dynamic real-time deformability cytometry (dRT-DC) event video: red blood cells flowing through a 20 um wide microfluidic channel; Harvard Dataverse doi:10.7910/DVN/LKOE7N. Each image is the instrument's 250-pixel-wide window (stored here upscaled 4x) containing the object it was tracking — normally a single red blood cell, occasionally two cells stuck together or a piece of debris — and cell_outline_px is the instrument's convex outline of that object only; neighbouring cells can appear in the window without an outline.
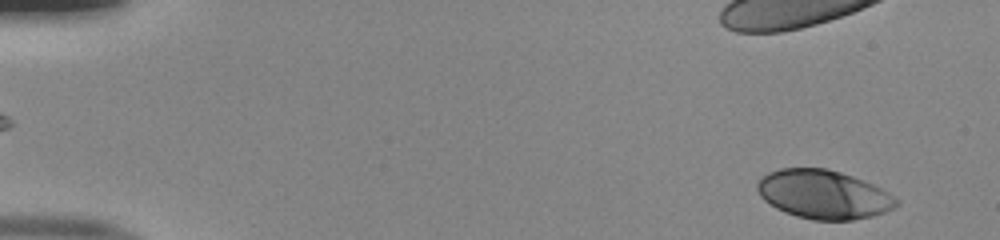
{"species": "human", "species_latin": "Homo sapiens", "temperature_condition": "room temperature", "stored_images_in_passage": 34, "camera_frame_rate_fps": 3000, "um_per_image_px": 0.085, "donor": {"sex": "male"}, "frame": {"image": 1, "passage_image": 2, "time_ms": 0.333, "image_size_px": [1000, 240], "cell_outline_px": [[900, 204], [884, 212], [872, 216], [852, 220], [812, 220], [796, 216], [784, 212], [776, 208], [764, 200], [760, 196], [756, 188], [756, 184], [768, 172], [780, 168], [828, 168], [852, 176], [872, 184], [888, 192], [900, 200]], "centroid_in_image_um": [69.99, 16.53], "position_along_channel_um": 15.0, "area_um2": 39.54}}